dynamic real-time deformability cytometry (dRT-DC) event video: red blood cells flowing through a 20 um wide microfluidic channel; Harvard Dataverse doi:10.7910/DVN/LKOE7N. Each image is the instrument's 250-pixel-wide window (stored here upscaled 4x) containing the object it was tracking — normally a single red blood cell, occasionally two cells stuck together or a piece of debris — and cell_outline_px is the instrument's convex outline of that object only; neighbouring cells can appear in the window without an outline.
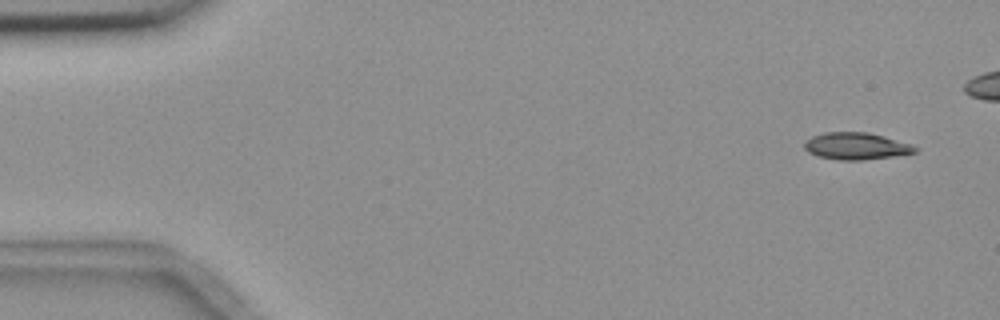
{"species": "common noctule bat (a hibernating species)", "species_latin": "Nyctalus noctula", "temperature_condition": "room temperature", "stored_images_in_passage": 4, "camera_frame_rate_fps": 3000, "um_per_image_px": 0.085, "animal": {"sex": "female", "body_mass_g": 18.4}, "frame": {"image": 1, "passage_image": 1, "time_ms": 0.0, "image_size_px": [1000, 320], "cell_outline_px": [[920, 148], [916, 152], [892, 156], [864, 160], [836, 160], [816, 156], [808, 152], [804, 148], [804, 140], [812, 136], [824, 132], [868, 132], [884, 136], [912, 144]], "centroid_in_image_um": [72.75, 12.42], "position_along_channel_um": 12.2, "area_um2": 17.63}}